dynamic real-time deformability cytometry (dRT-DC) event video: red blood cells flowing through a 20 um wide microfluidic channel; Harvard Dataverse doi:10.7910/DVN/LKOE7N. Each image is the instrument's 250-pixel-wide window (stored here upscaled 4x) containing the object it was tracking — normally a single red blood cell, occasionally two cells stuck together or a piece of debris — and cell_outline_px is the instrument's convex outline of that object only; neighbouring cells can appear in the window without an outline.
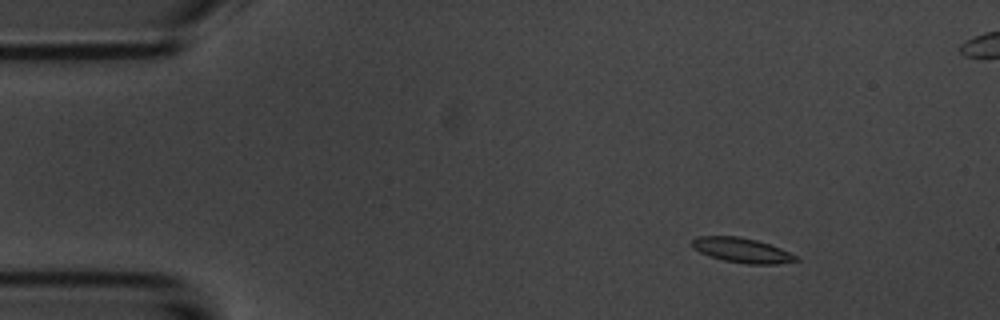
{"species": "common noctule bat (a hibernating species)", "species_latin": "Nyctalus noctula", "temperature_condition": "room temperature", "stored_images_in_passage": 53, "camera_frame_rate_fps": 3000, "um_per_image_px": 0.085, "animal": {"sex": "male", "body_mass_g": 20.1, "forearm_length_mm": 53.5}, "frame": {"image": 1, "passage_image": 5, "time_ms": 1.333, "image_size_px": [1000, 320], "cell_outline_px": [[800, 260], [776, 264], [748, 264], [724, 260], [708, 256], [692, 248], [692, 240], [700, 236], [736, 236], [756, 240], [780, 248], [796, 256]], "centroid_in_image_um": [63.04, 21.27], "position_along_channel_um": 22.0, "area_um2": 14.8}}
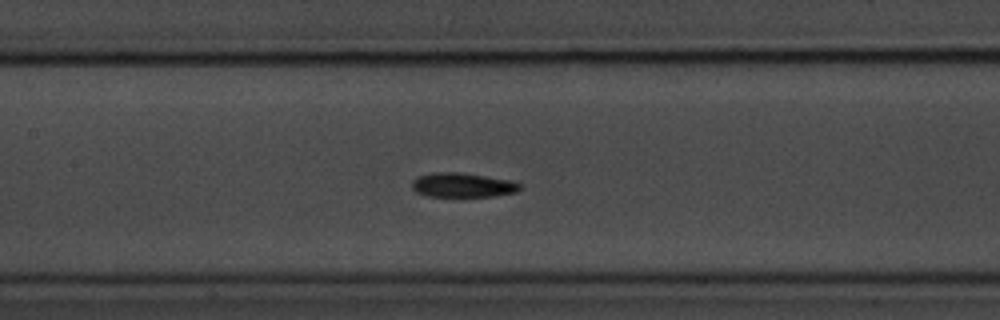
{"frame": {"image": 2, "passage_image": 23, "time_ms": 7.333, "image_size_px": [1000, 320], "cell_outline_px": [[520, 188], [516, 192], [496, 196], [428, 196], [416, 192], [412, 188], [412, 180], [416, 176], [432, 172], [460, 172], [512, 180], [520, 184]], "centroid_in_image_um": [39.29, 15.72], "position_along_channel_um": 168.1, "area_um2": 15.43}}
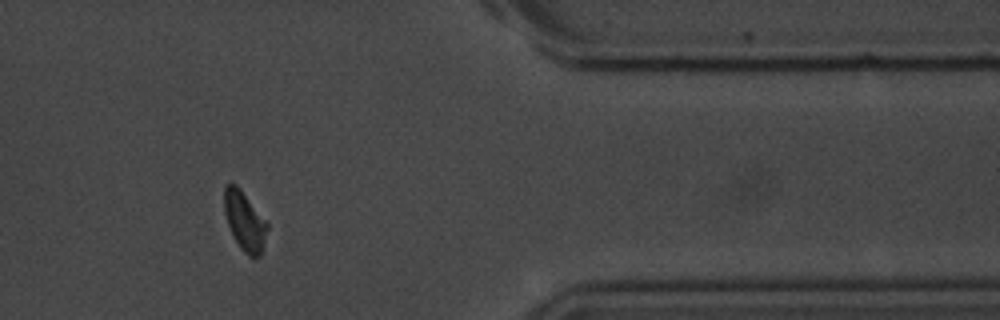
{"frame": {"image": 3, "passage_image": 43, "time_ms": 14.0, "image_size_px": [1000, 320], "cell_outline_px": [[268, 228], [260, 256], [248, 256], [240, 248], [232, 236], [224, 212], [224, 188], [228, 184], [236, 184], [240, 188], [268, 220]], "centroid_in_image_um": [20.81, 18.77], "position_along_channel_um": 390.6, "area_um2": 15.03}, "authors_computed_cell_mechanics": {"area_um2": 15.028, "velocity_mm_per_s": 3.6896, "shape_relaxation_time_tau1_ms": 1.8448, "shape_relaxation_time_tau2_ms": null, "deformation_change_tau1": 0.1048, "deformation_change_tau2": null}}